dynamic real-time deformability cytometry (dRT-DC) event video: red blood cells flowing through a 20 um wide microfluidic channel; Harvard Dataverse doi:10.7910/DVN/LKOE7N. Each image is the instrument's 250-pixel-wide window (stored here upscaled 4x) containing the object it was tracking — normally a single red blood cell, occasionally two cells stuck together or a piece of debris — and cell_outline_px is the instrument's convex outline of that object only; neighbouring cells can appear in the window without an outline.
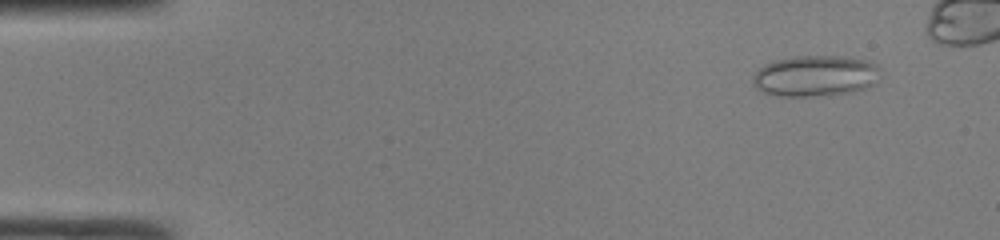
{"species": "common noctule bat (a hibernating species)", "species_latin": "Nyctalus noctula", "temperature_condition": "room temperature", "stored_images_in_passage": 43, "camera_frame_rate_fps": 3000, "um_per_image_px": 0.085, "animal": {"sex": "male", "body_mass_g": 19.0, "forearm_length_mm": 50.8}, "frame": {"image": 1, "passage_image": 4, "time_ms": 1.0, "image_size_px": [1000, 240], "cell_outline_px": [[880, 68], [872, 84], [864, 88], [852, 92], [824, 96], [780, 96], [764, 92], [756, 88], [752, 84], [752, 76], [764, 64], [772, 60], [792, 56], [844, 56], [864, 60], [876, 64]], "centroid_in_image_um": [69.24, 6.44], "position_along_channel_um": 15.8, "area_um2": 30.52}}
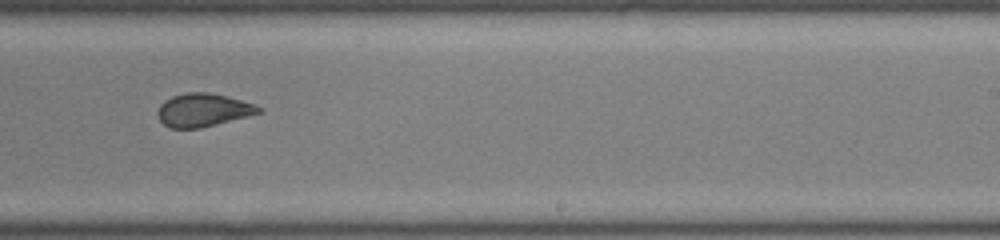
{"frame": {"image": 2, "passage_image": 30, "time_ms": 9.667, "image_size_px": [1000, 240], "cell_outline_px": [[260, 112], [248, 116], [200, 128], [168, 128], [160, 120], [156, 112], [160, 104], [164, 100], [172, 96], [188, 92], [208, 92], [256, 104], [260, 108]], "centroid_in_image_um": [17.21, 9.35], "position_along_channel_um": 271.8, "area_um2": 19.36}}
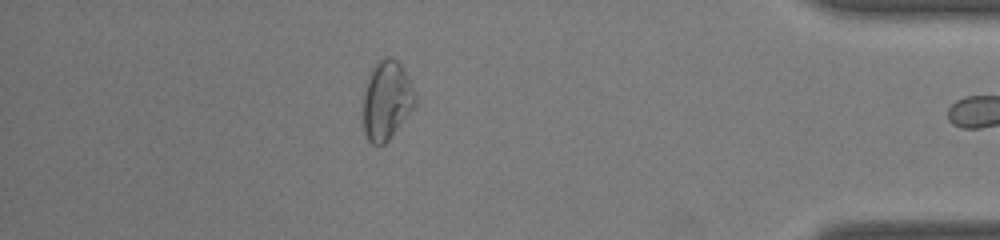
{"frame": {"image": 3, "passage_image": 42, "time_ms": 13.667, "image_size_px": [1000, 240], "cell_outline_px": [[416, 104], [388, 140], [384, 144], [372, 144], [368, 140], [364, 132], [364, 92], [372, 68], [384, 56], [392, 56], [400, 64], [416, 96]], "centroid_in_image_um": [32.85, 8.53], "position_along_channel_um": 402.3, "area_um2": 23.35}}